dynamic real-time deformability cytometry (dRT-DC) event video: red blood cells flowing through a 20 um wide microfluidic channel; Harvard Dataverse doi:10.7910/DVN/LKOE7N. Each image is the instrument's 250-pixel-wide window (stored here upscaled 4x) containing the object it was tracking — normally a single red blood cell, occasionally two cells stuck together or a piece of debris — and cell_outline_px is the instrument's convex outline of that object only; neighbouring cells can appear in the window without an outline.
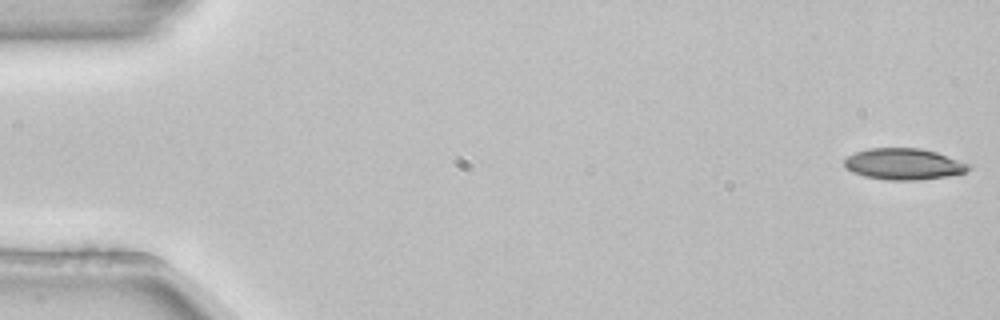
{"species": "common noctule bat (a hibernating species)", "species_latin": "Nyctalus noctula", "temperature_condition": "room temperature", "stored_images_in_passage": 53, "camera_frame_rate_fps": 3000, "um_per_image_px": 0.085, "animal": {"sex": "female", "body_mass_g": 22.7, "forearm_length_mm": 54.2}, "frame": {"image": 1, "passage_image": 1, "time_ms": 0.0, "image_size_px": [1000, 320], "cell_outline_px": [[972, 168], [964, 172], [944, 176], [920, 180], [888, 180], [864, 176], [852, 172], [844, 164], [844, 160], [848, 156], [856, 152], [868, 148], [920, 148], [936, 152], [972, 164]], "centroid_in_image_um": [76.83, 13.94], "position_along_channel_um": 8.2, "area_um2": 22.6}}
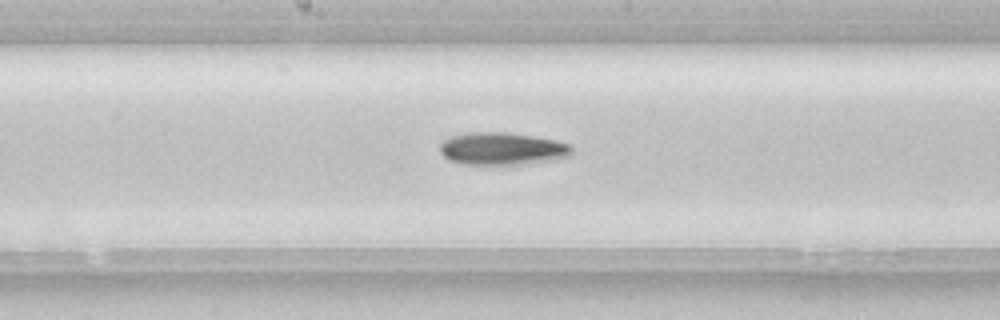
{"frame": {"image": 2, "passage_image": 28, "time_ms": 9.0, "image_size_px": [1000, 320], "cell_outline_px": [[572, 152], [568, 156], [520, 164], [464, 164], [448, 160], [440, 152], [440, 144], [444, 140], [452, 136], [468, 132], [504, 132], [532, 136], [556, 140], [568, 144], [572, 148]], "centroid_in_image_um": [42.62, 12.63], "position_along_channel_um": 205.6, "area_um2": 24.57}}
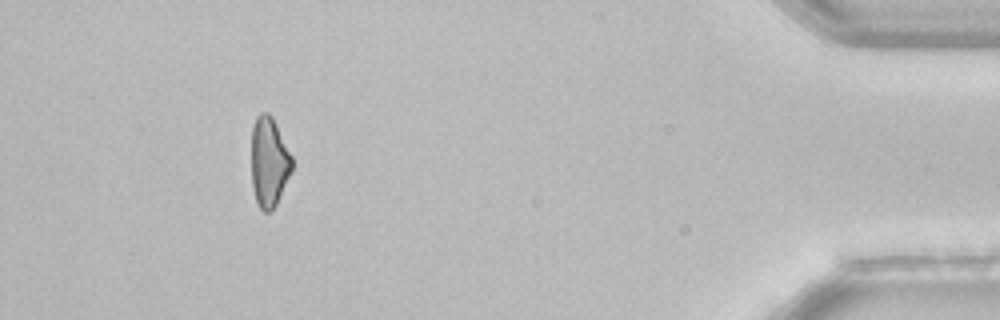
{"frame": {"image": 3, "passage_image": 49, "time_ms": 16.0, "image_size_px": [1000, 320], "cell_outline_px": [[292, 172], [276, 204], [268, 212], [264, 212], [260, 208], [256, 200], [252, 188], [252, 128], [256, 116], [260, 112], [268, 112], [272, 116], [292, 156]], "centroid_in_image_um": [22.87, 13.75], "position_along_channel_um": 412.3, "area_um2": 21.21}, "authors_computed_cell_mechanics": {"area_um2": 23.2356, "velocity_mm_per_s": 3.8706, "shape_relaxation_time_tau1_ms": 6.5302, "shape_relaxation_time_tau2_ms": null, "deformation_change_tau1": 0.1489, "deformation_change_tau2": null}}